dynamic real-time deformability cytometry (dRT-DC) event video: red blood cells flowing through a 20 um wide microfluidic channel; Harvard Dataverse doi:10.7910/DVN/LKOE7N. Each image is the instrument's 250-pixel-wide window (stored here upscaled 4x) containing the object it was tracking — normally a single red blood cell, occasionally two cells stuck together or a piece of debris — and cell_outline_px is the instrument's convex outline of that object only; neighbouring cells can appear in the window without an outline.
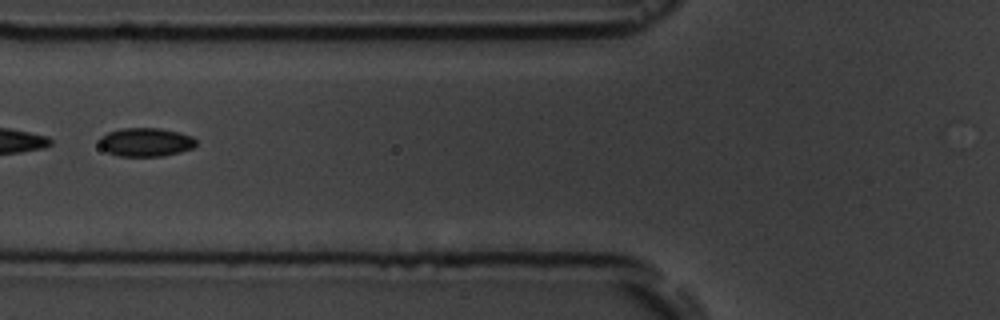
{"species": "common noctule bat (a hibernating species)", "species_latin": "Nyctalus noctula", "temperature_condition": "room temperature", "stored_images_in_passage": 6, "segment_of_instrument_passage": [2, 2], "camera_frame_rate_fps": 3000, "um_per_image_px": 0.085, "animal": {"sex": "male", "body_mass_g": 19.5, "forearm_length_mm": 54.6}, "frame": {"image": 1, "passage_image": 6, "time_ms": 6.333, "image_size_px": [1000, 320], "cell_outline_px": [[196, 144], [192, 148], [180, 152], [160, 156], [120, 156], [108, 152], [100, 148], [100, 136], [108, 132], [124, 128], [160, 128], [180, 132], [192, 136], [196, 140]], "centroid_in_image_um": [12.39, 12.07], "position_along_channel_um": 113.4, "area_um2": 16.13}}